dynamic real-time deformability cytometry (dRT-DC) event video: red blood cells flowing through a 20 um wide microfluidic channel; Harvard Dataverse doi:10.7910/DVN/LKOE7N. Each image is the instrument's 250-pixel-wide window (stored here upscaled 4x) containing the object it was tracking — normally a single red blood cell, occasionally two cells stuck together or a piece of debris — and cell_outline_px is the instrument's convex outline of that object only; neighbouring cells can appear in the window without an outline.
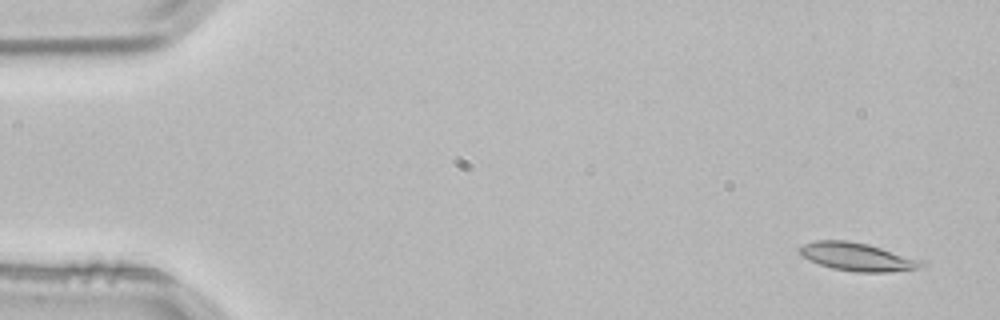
{"species": "common noctule bat (a hibernating species)", "species_latin": "Nyctalus noctula", "temperature_condition": "room temperature", "stored_images_in_passage": 4, "segment_of_instrument_passage": [1, 2], "camera_frame_rate_fps": 3000, "um_per_image_px": 0.085, "animal": {"sex": "male", "body_mass_g": 21.5, "forearm_length_mm": 52.0}, "frame": {"image": 1, "passage_image": 1, "time_ms": 0.0, "image_size_px": [1000, 320], "cell_outline_px": [[924, 264], [916, 268], [888, 272], [856, 272], [832, 268], [808, 260], [800, 256], [796, 252], [796, 248], [804, 244], [816, 240], [844, 240], [868, 244], [924, 260]], "centroid_in_image_um": [72.8, 21.82], "position_along_channel_um": 12.2, "area_um2": 20.06}}
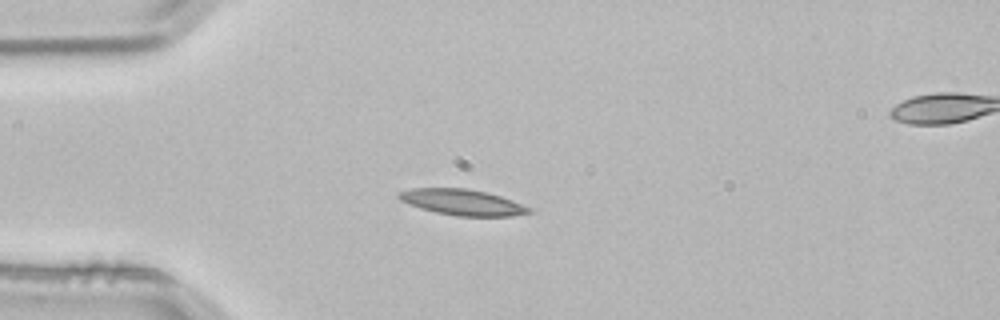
{"frame": {"image": 2, "passage_image": 3, "time_ms": 0.667, "image_size_px": [1000, 320], "cell_outline_px": [[536, 212], [512, 216], [456, 216], [436, 212], [420, 208], [408, 204], [400, 200], [396, 196], [400, 192], [412, 188], [464, 188], [488, 192], [512, 200], [532, 208]], "centroid_in_image_um": [39.34, 17.19], "position_along_channel_um": 45.7, "area_um2": 19.77}}